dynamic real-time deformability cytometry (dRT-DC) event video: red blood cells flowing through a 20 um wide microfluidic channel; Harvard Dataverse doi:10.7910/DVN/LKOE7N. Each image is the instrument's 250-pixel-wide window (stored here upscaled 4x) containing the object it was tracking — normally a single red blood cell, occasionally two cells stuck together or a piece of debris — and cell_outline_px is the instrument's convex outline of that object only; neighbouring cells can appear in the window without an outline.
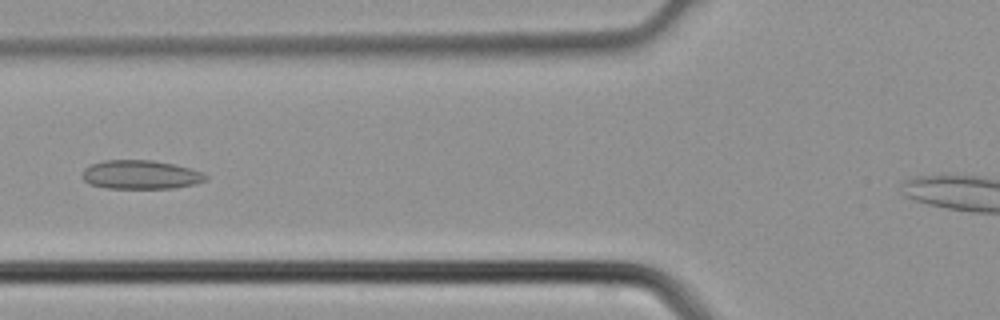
{"species": "common noctule bat (a hibernating species)", "species_latin": "Nyctalus noctula", "temperature_condition": "cold", "stored_images_in_passage": 2, "camera_frame_rate_fps": 3000, "um_per_image_px": 0.085, "animal": {"sex": "male", "body_mass_g": 21.5, "forearm_length_mm": 52.0}, "frame": {"image": 1, "passage_image": 2, "time_ms": 0.333, "image_size_px": [1000, 320], "cell_outline_px": [[208, 180], [196, 184], [176, 188], [108, 188], [88, 184], [80, 176], [84, 168], [92, 164], [104, 160], [152, 160], [172, 164], [188, 168], [200, 172], [208, 176]], "centroid_in_image_um": [11.93, 14.85], "position_along_channel_um": 113.9, "area_um2": 20.81}}